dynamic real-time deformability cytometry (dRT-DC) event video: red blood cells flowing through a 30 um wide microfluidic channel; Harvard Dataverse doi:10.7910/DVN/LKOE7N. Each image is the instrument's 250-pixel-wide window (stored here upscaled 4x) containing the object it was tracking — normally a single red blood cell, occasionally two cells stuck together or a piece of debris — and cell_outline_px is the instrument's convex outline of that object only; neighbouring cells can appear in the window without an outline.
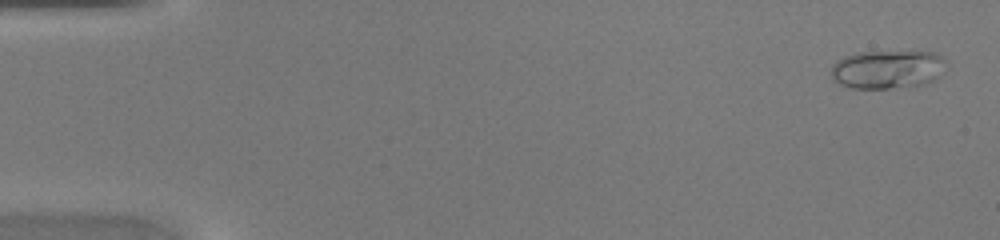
{"species": "common noctule bat (a hibernating species)", "species_latin": "Nyctalus noctula", "temperature_condition": "warm", "stored_images_in_passage": 44, "camera_frame_rate_fps": 3000, "um_per_image_px": 0.085, "animal": {"sex": "female", "body_mass_g": 20.0, "forearm_length_mm": 54.0}, "frame": {"image": 1, "passage_image": 1, "time_ms": 0.0, "image_size_px": [1000, 240], "cell_outline_px": [[948, 60], [936, 76], [928, 84], [912, 88], [848, 88], [832, 80], [832, 64], [836, 60], [844, 56], [856, 52], [936, 52]], "centroid_in_image_um": [75.42, 5.91], "position_along_channel_um": 9.6, "area_um2": 26.13}}
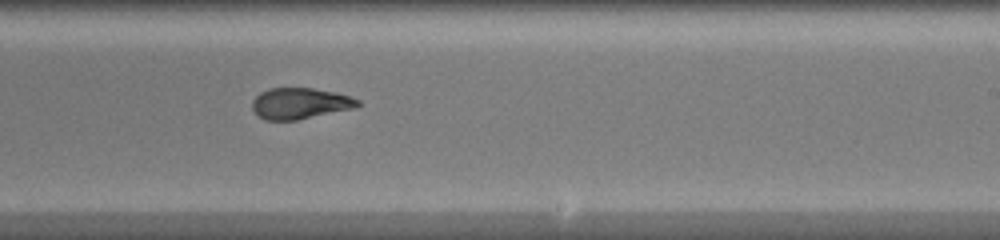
{"frame": {"image": 2, "passage_image": 27, "time_ms": 8.667, "image_size_px": [1000, 240], "cell_outline_px": [[360, 104], [352, 108], [296, 120], [264, 120], [256, 116], [252, 108], [252, 100], [260, 92], [268, 88], [312, 88], [352, 96], [360, 100]], "centroid_in_image_um": [25.44, 8.79], "position_along_channel_um": 263.6, "area_um2": 19.07}}
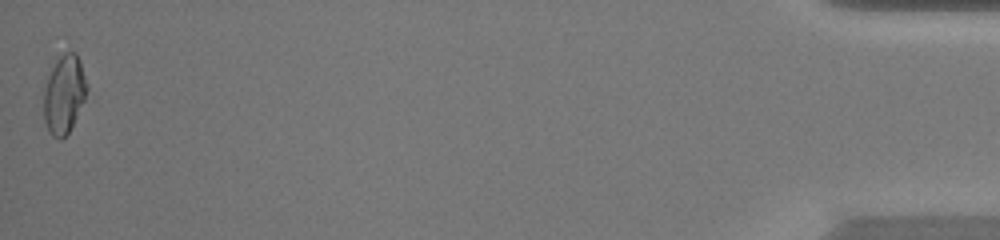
{"frame": {"image": 3, "passage_image": 44, "time_ms": 14.333, "image_size_px": [1000, 240], "cell_outline_px": [[88, 88], [84, 100], [68, 132], [60, 140], [52, 136], [44, 120], [44, 92], [48, 76], [56, 56], [64, 52], [76, 52], [80, 60], [88, 84]], "centroid_in_image_um": [5.45, 7.95], "position_along_channel_um": 429.7, "area_um2": 19.71}}